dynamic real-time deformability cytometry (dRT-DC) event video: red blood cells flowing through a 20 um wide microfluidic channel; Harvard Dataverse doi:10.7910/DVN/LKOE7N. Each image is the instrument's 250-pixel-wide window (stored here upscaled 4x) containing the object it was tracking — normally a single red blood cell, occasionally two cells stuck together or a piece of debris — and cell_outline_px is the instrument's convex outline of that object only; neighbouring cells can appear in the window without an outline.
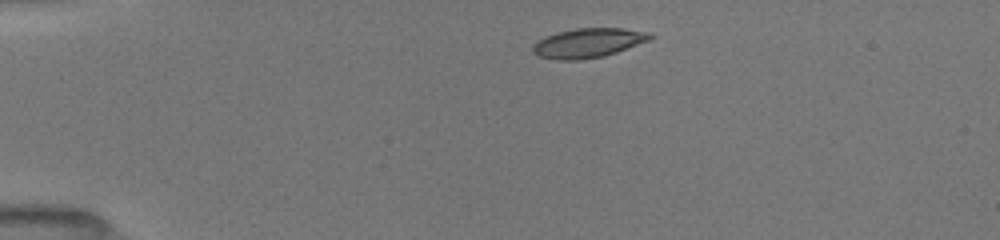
{"species": "common noctule bat (a hibernating species)", "species_latin": "Nyctalus noctula", "temperature_condition": "room temperature", "stored_images_in_passage": 41, "camera_frame_rate_fps": 3000, "um_per_image_px": 0.085, "animal": {"sex": "female", "body_mass_g": 19.5, "forearm_length_mm": 54.1}, "frame": {"image": 1, "passage_image": 1, "time_ms": 0.0, "image_size_px": [1000, 240], "cell_outline_px": [[656, 36], [648, 40], [616, 52], [604, 56], [580, 60], [556, 60], [536, 56], [532, 52], [532, 48], [540, 40], [556, 32], [576, 28], [624, 28], [648, 32]], "centroid_in_image_um": [49.99, 3.65], "position_along_channel_um": 35.0, "area_um2": 20.0}}
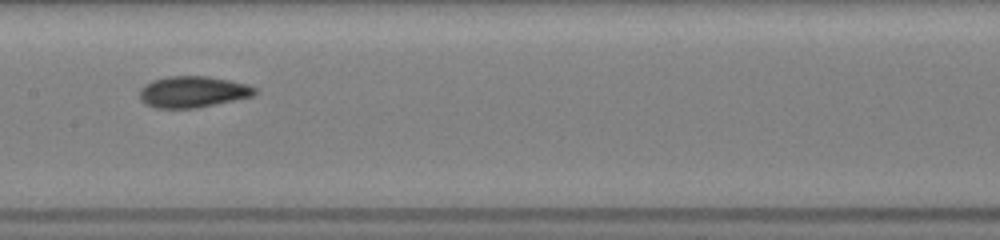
{"frame": {"image": 2, "passage_image": 17, "time_ms": 5.333, "image_size_px": [1000, 240], "cell_outline_px": [[256, 92], [252, 96], [196, 108], [156, 108], [144, 104], [140, 100], [140, 88], [144, 84], [152, 80], [168, 76], [208, 76], [248, 84], [256, 88]], "centroid_in_image_um": [16.34, 7.8], "position_along_channel_um": 191.1, "area_um2": 21.04}}
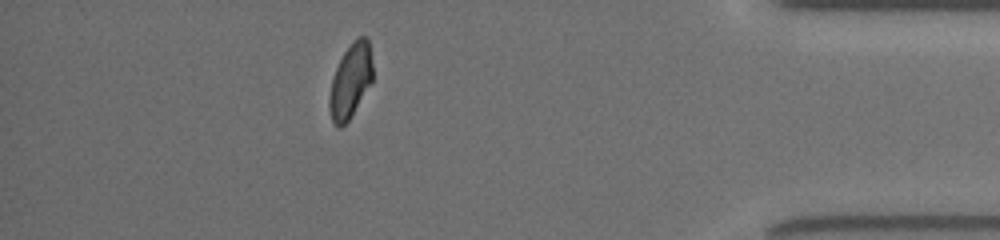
{"frame": {"image": 3, "passage_image": 36, "time_ms": 11.667, "image_size_px": [1000, 240], "cell_outline_px": [[372, 80], [348, 120], [340, 128], [336, 128], [332, 120], [328, 108], [328, 100], [332, 80], [336, 68], [344, 52], [352, 40], [356, 36], [368, 36], [372, 64]], "centroid_in_image_um": [29.77, 6.84], "position_along_channel_um": 405.4, "area_um2": 18.55}, "authors_computed_cell_mechanics": {"area_um2": 20.2878, "velocity_mm_per_s": 3.9823, "shape_relaxation_time_tau1_ms": 4.5309, "shape_relaxation_time_tau2_ms": 1.6707, "deformation_change_tau1": 0.1503, "deformation_change_tau2": 0.0644}}